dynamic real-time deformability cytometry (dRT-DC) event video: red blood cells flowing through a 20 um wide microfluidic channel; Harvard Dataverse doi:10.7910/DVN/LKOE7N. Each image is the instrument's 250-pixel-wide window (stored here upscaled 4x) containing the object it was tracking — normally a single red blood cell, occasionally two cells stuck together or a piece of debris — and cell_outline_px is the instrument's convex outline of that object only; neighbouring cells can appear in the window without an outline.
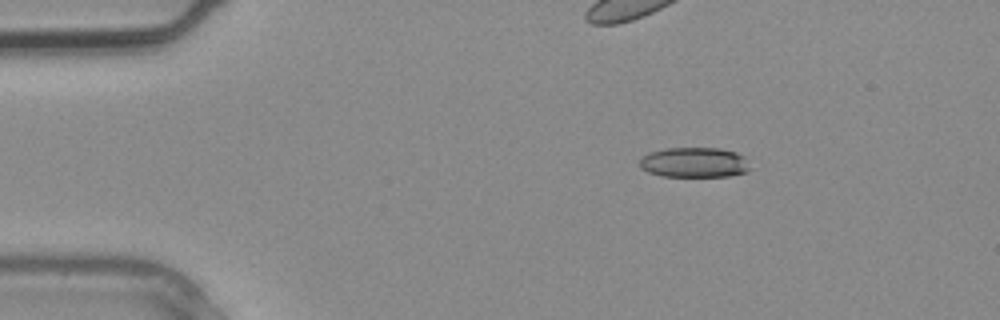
{"species": "common noctule bat (a hibernating species)", "species_latin": "Nyctalus noctula", "temperature_condition": "warm", "stored_images_in_passage": 4, "camera_frame_rate_fps": 3000, "um_per_image_px": 0.085, "animal": {"sex": "male", "body_mass_g": 20.4}, "frame": {"image": 1, "passage_image": 2, "time_ms": 0.333, "image_size_px": [1000, 320], "cell_outline_px": [[748, 172], [728, 176], [660, 176], [648, 172], [640, 168], [640, 160], [648, 152], [664, 148], [720, 148], [736, 152], [744, 156], [748, 168]], "centroid_in_image_um": [58.98, 13.8], "position_along_channel_um": 26.0, "area_um2": 19.36}}
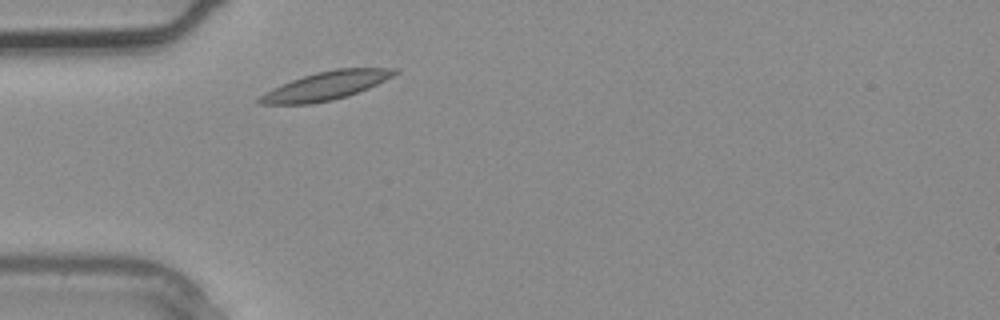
{"frame": {"image": 2, "passage_image": 4, "time_ms": 1.0, "image_size_px": [1000, 320], "cell_outline_px": [[400, 72], [368, 88], [348, 96], [332, 100], [312, 104], [260, 104], [256, 100], [260, 96], [272, 88], [292, 80], [316, 72], [336, 68], [396, 68]], "centroid_in_image_um": [27.7, 7.29], "position_along_channel_um": 57.3, "area_um2": 22.14}}